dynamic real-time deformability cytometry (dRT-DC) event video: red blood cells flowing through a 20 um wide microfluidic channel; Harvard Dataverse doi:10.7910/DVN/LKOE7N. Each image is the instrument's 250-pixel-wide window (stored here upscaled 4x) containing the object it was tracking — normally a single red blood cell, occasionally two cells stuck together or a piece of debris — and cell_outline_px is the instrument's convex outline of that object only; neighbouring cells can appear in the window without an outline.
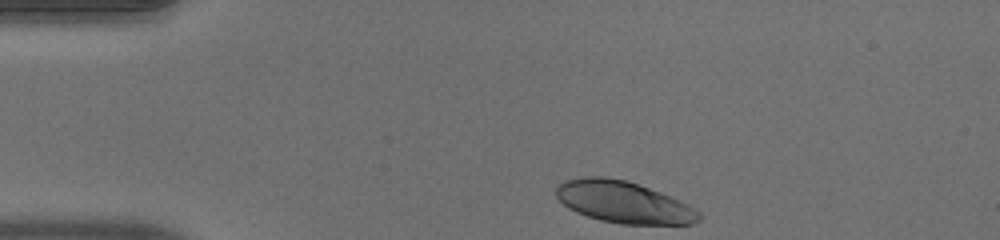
{"species": "human", "species_latin": "Homo sapiens", "temperature_condition": "warm", "stored_images_in_passage": 35, "camera_frame_rate_fps": 3000, "um_per_image_px": 0.085, "donor": {"sex": "male"}, "frame": {"image": 1, "passage_image": 1, "time_ms": 0.0, "image_size_px": [1000, 240], "cell_outline_px": [[700, 220], [692, 224], [620, 224], [600, 220], [576, 212], [568, 208], [556, 196], [556, 188], [564, 180], [584, 176], [604, 176], [624, 180], [660, 192], [680, 200], [688, 204], [700, 212]], "centroid_in_image_um": [52.99, 17.18], "position_along_channel_um": 32.0, "area_um2": 34.62}}
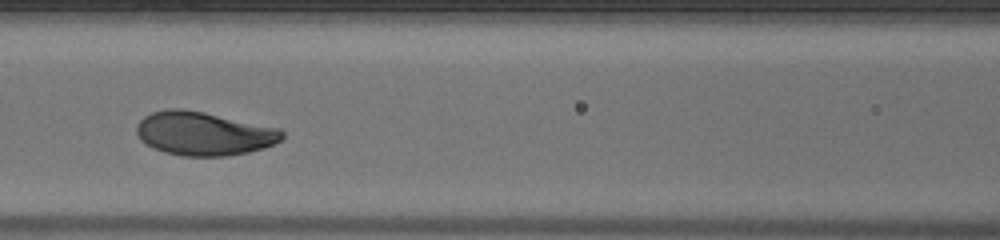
{"frame": {"image": 2, "passage_image": 14, "time_ms": 4.333, "image_size_px": [1000, 240], "cell_outline_px": [[284, 136], [280, 140], [264, 148], [248, 152], [228, 156], [184, 156], [164, 152], [152, 148], [144, 144], [140, 140], [136, 132], [136, 124], [144, 116], [152, 112], [168, 108], [184, 108], [204, 112], [280, 128], [284, 132]], "centroid_in_image_um": [17.28, 11.35], "position_along_channel_um": 149.3, "area_um2": 37.28}}
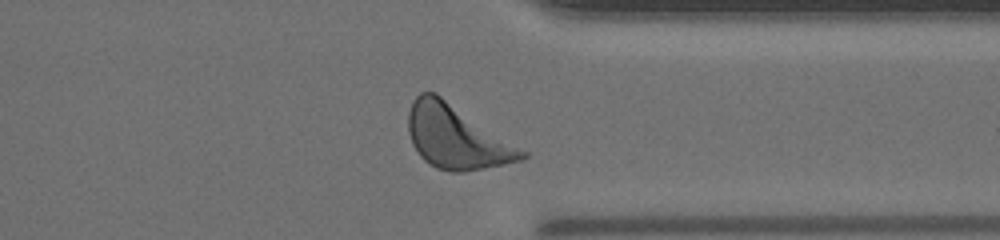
{"frame": {"image": 3, "passage_image": 31, "time_ms": 10.0, "image_size_px": [1000, 240], "cell_outline_px": [[528, 156], [524, 160], [464, 172], [452, 172], [436, 168], [424, 160], [420, 156], [412, 144], [408, 132], [408, 112], [412, 100], [420, 92], [436, 92], [528, 152]], "centroid_in_image_um": [38.79, 11.64], "position_along_channel_um": 372.6, "area_um2": 42.19}, "authors_computed_cell_mechanics": {"area_um2": 36.5296, "velocity_mm_per_s": 3.9863, "shape_relaxation_time_tau1_ms": 2.4138, "shape_relaxation_time_tau2_ms": null, "deformation_change_tau1": 0.1455, "deformation_change_tau2": null}}